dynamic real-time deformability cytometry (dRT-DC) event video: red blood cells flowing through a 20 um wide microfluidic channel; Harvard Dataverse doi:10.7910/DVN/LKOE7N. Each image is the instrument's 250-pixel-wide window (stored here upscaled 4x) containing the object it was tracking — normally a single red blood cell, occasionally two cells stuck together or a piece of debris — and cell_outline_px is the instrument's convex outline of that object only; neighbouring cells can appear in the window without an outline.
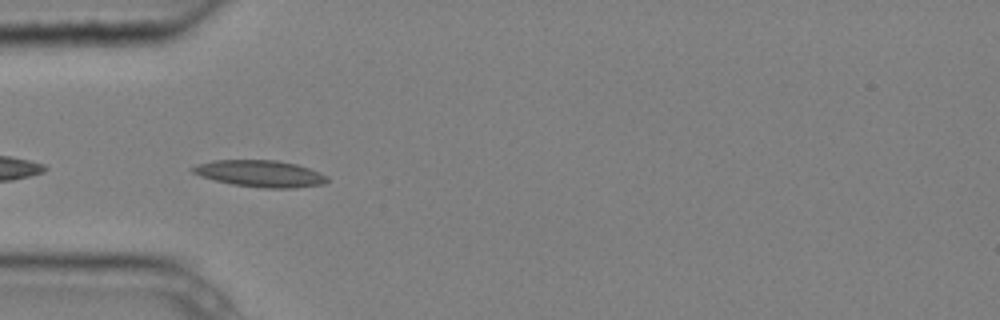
{"species": "common noctule bat (a hibernating species)", "species_latin": "Nyctalus noctula", "temperature_condition": "cold", "stored_images_in_passage": 6, "camera_frame_rate_fps": 3000, "um_per_image_px": 0.085, "animal": {"sex": "male", "body_mass_g": 20.4}, "frame": {"image": 1, "passage_image": 5, "time_ms": 1.333, "image_size_px": [1000, 320], "cell_outline_px": [[328, 180], [324, 184], [292, 188], [264, 188], [232, 184], [200, 176], [192, 172], [188, 168], [196, 164], [212, 160], [276, 160], [296, 164], [320, 172], [328, 176]], "centroid_in_image_um": [22.09, 14.75], "position_along_channel_um": 62.9, "area_um2": 20.98}}
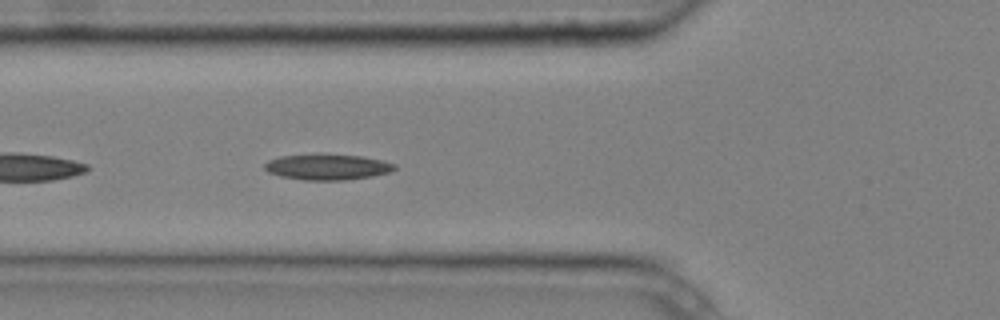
{"frame": {"image": 2, "passage_image": 6, "time_ms": 1.667, "image_size_px": [1000, 320], "cell_outline_px": [[396, 168], [392, 172], [372, 176], [348, 180], [304, 180], [280, 176], [268, 172], [264, 168], [264, 164], [268, 160], [280, 156], [360, 156], [380, 160], [396, 164]], "centroid_in_image_um": [27.84, 14.23], "position_along_channel_um": 98.0, "area_um2": 18.9}}